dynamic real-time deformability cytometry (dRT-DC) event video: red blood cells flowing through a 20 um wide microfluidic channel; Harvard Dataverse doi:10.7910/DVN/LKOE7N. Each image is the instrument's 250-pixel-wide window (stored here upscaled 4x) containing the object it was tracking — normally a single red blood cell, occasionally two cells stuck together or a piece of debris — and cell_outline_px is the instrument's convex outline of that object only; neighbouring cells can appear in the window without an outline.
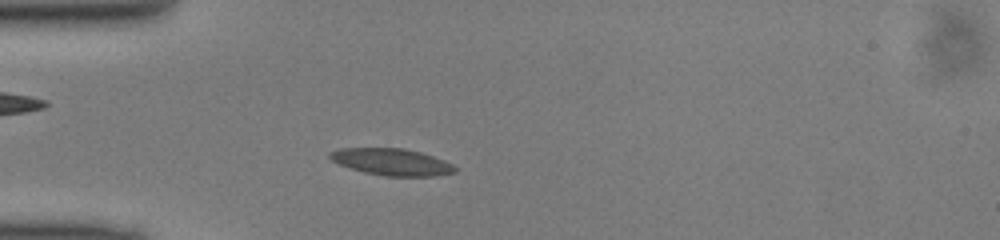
{"species": "common noctule bat (a hibernating species)", "species_latin": "Nyctalus noctula", "temperature_condition": "cold", "stored_images_in_passage": 43, "camera_frame_rate_fps": 3000, "um_per_image_px": 0.085, "animal": {"sex": "male", "body_mass_g": 13.0, "forearm_length_mm": 53.1}, "frame": {"image": 1, "passage_image": 8, "time_ms": 2.333, "image_size_px": [1000, 240], "cell_outline_px": [[456, 172], [436, 176], [384, 176], [364, 172], [340, 164], [332, 160], [328, 156], [328, 152], [340, 148], [404, 148], [420, 152], [444, 160], [452, 164], [456, 168]], "centroid_in_image_um": [33.3, 13.76], "position_along_channel_um": 51.7, "area_um2": 19.48}}
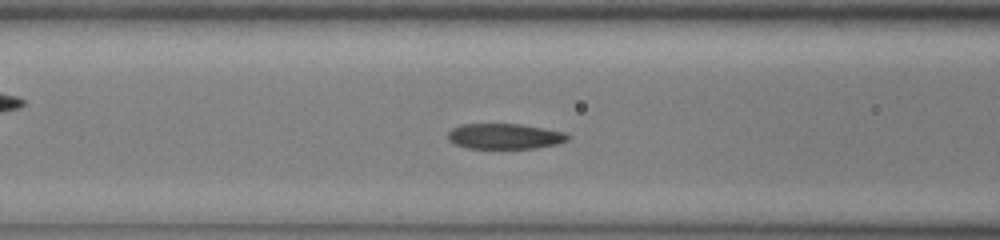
{"frame": {"image": 2, "passage_image": 14, "time_ms": 4.333, "image_size_px": [1000, 240], "cell_outline_px": [[572, 136], [568, 140], [556, 144], [536, 148], [468, 148], [456, 144], [448, 140], [448, 132], [452, 128], [460, 124], [520, 124], [544, 128], [564, 132]], "centroid_in_image_um": [42.91, 11.58], "position_along_channel_um": 123.7, "area_um2": 17.8}}
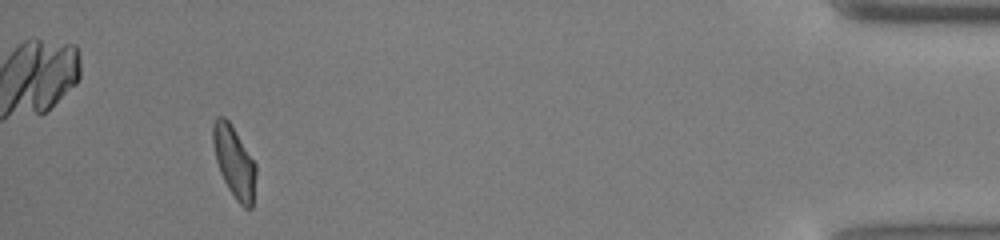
{"frame": {"image": 3, "passage_image": 40, "time_ms": 13.0, "image_size_px": [1000, 240], "cell_outline_px": [[256, 176], [252, 208], [244, 208], [236, 200], [228, 188], [220, 172], [216, 160], [212, 144], [212, 124], [216, 116], [224, 116], [228, 120], [256, 164]], "centroid_in_image_um": [19.89, 13.76], "position_along_channel_um": 415.3, "area_um2": 17.86}}